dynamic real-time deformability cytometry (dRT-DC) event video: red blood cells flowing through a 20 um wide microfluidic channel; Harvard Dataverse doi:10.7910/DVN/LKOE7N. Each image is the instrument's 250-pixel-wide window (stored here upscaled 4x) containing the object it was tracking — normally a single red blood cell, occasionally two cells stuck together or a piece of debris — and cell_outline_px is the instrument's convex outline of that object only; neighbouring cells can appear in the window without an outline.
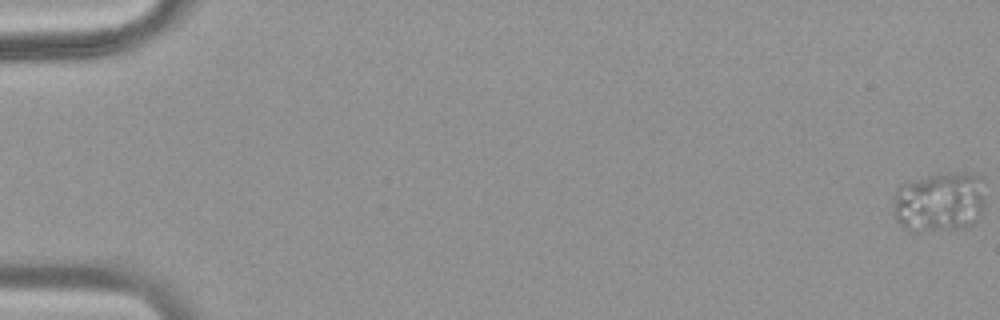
{"species": "common noctule bat (a hibernating species)", "species_latin": "Nyctalus noctula", "temperature_condition": "warm", "stored_images_in_passage": 51, "camera_frame_rate_fps": 3000, "um_per_image_px": 0.085, "animal": {"sex": "female", "body_mass_g": 18.4}, "frame": {"image": 1, "passage_image": 1, "time_ms": 0.0, "image_size_px": [1000, 320], "cell_outline_px": [[984, 208], [980, 216], [972, 224], [964, 228], [904, 228], [892, 216], [892, 212], [896, 188], [900, 184], [936, 172], [972, 172], [976, 176], [984, 200]], "centroid_in_image_um": [79.81, 17.11], "position_along_channel_um": 5.2, "area_um2": 31.91}}
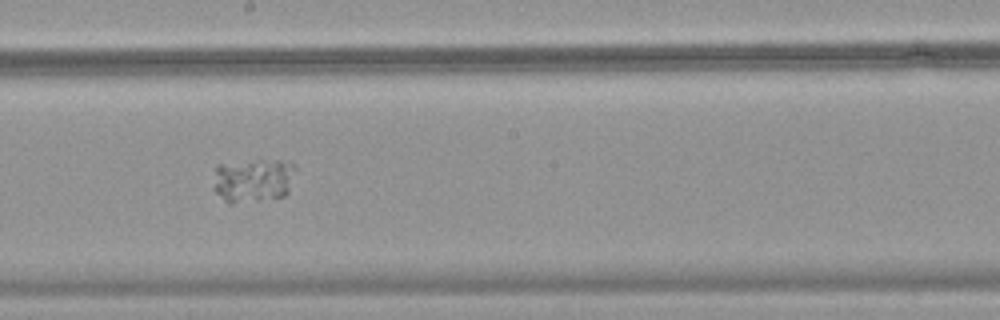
{"frame": {"image": 2, "passage_image": 30, "time_ms": 9.667, "image_size_px": [1000, 320], "cell_outline_px": [[300, 168], [288, 192], [284, 196], [260, 200], [232, 204], [228, 204], [216, 192], [216, 164], [260, 160], [288, 160], [296, 164]], "centroid_in_image_um": [21.64, 15.3], "position_along_channel_um": 226.6, "area_um2": 21.44}}
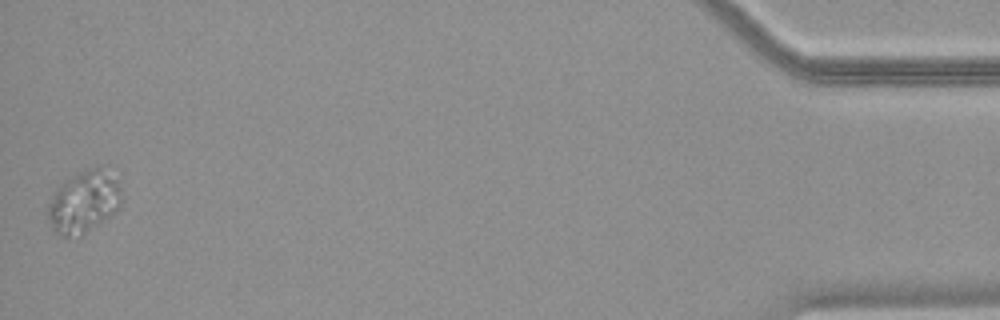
{"frame": {"image": 3, "passage_image": 51, "time_ms": 16.667, "image_size_px": [1000, 320], "cell_outline_px": [[120, 208], [116, 212], [80, 236], [64, 236], [56, 232], [52, 228], [48, 216], [48, 208], [56, 188], [60, 184], [80, 172], [92, 168], [100, 168], [116, 180], [120, 188]], "centroid_in_image_um": [7.12, 17.2], "position_along_channel_um": 428.1, "area_um2": 25.78}}